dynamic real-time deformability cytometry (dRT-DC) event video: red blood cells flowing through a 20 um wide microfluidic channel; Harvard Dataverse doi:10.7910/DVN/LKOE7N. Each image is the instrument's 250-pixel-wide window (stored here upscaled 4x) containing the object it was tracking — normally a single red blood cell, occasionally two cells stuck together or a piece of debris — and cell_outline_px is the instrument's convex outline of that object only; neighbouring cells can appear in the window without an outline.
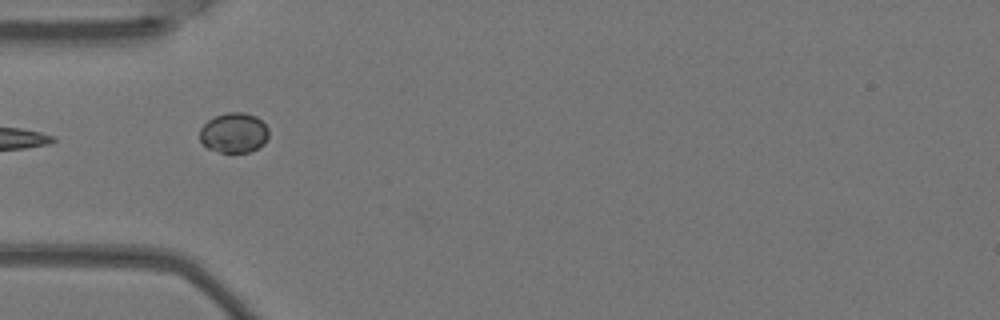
{"species": "Egyptian fruit bat (a non-hibernating species)", "species_latin": "Rousettus aegyptiacus", "temperature_condition": "warm", "stored_images_in_passage": 6, "camera_frame_rate_fps": 3000, "um_per_image_px": 0.085, "animal": {"sex": "female"}, "frame": {"image": 1, "passage_image": 5, "time_ms": 1.333, "image_size_px": [1000, 320], "cell_outline_px": [[268, 136], [264, 144], [252, 152], [220, 152], [208, 148], [200, 140], [200, 128], [208, 120], [216, 116], [228, 112], [244, 112], [256, 116], [268, 128]], "centroid_in_image_um": [19.89, 11.29], "position_along_channel_um": 65.1, "area_um2": 16.07}}
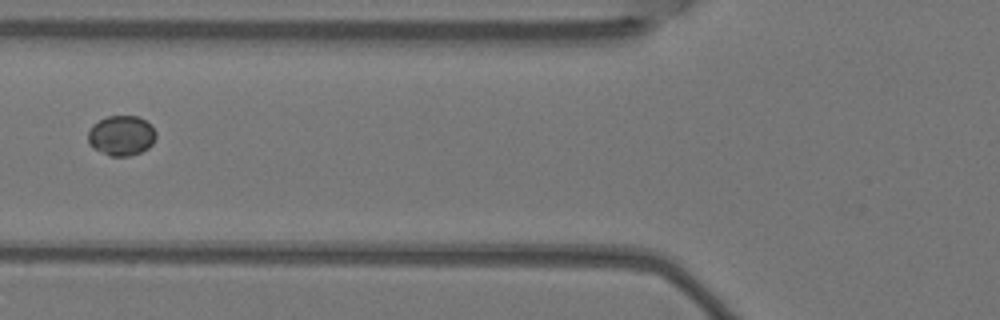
{"frame": {"image": 2, "passage_image": 6, "time_ms": 1.667, "image_size_px": [1000, 320], "cell_outline_px": [[156, 136], [152, 144], [148, 148], [140, 152], [128, 156], [112, 156], [92, 148], [88, 144], [88, 132], [92, 124], [108, 116], [136, 116], [152, 124], [156, 132]], "centroid_in_image_um": [10.31, 11.52], "position_along_channel_um": 115.5, "area_um2": 15.9}}